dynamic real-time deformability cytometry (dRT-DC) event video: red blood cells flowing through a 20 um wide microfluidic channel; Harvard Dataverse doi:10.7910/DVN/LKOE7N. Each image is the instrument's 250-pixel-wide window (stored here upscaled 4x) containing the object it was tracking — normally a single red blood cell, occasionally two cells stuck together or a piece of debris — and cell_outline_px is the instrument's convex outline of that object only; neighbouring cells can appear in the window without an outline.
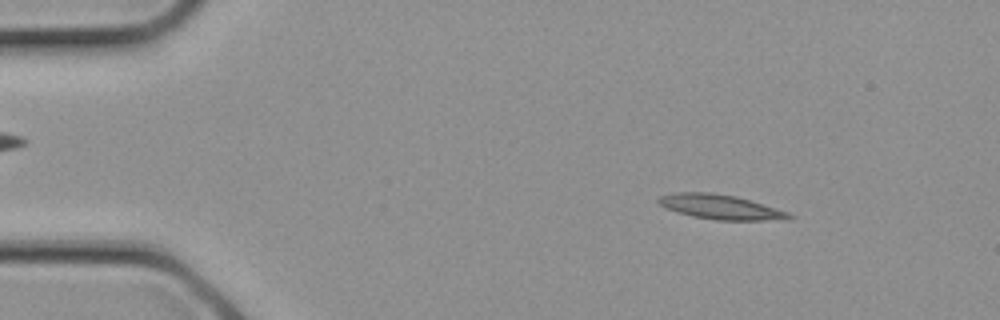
{"species": "common noctule bat (a hibernating species)", "species_latin": "Nyctalus noctula", "temperature_condition": "cold", "stored_images_in_passage": 9, "camera_frame_rate_fps": 3000, "um_per_image_px": 0.085, "animal": {"sex": "female", "body_mass_g": 21.9}, "frame": {"image": 1, "passage_image": 3, "time_ms": 0.667, "image_size_px": [1000, 320], "cell_outline_px": [[796, 216], [788, 220], [716, 220], [692, 216], [676, 212], [664, 208], [656, 200], [660, 196], [676, 192], [712, 192], [736, 196], [776, 208], [788, 212]], "centroid_in_image_um": [61.24, 17.59], "position_along_channel_um": 23.8, "area_um2": 18.9}}
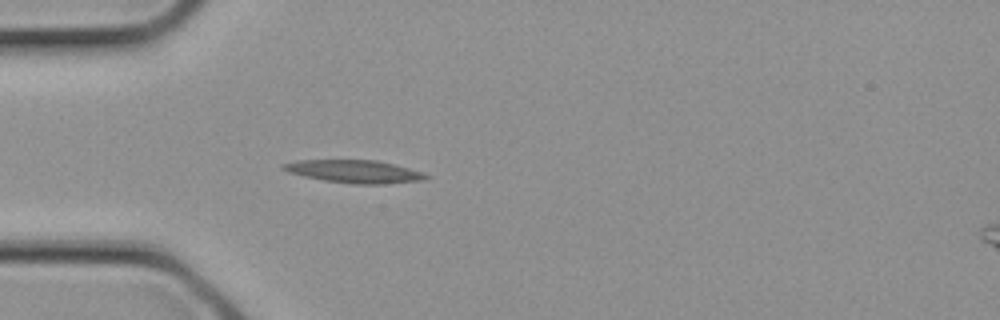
{"frame": {"image": 2, "passage_image": 7, "time_ms": 2.0, "image_size_px": [1000, 320], "cell_outline_px": [[432, 176], [428, 180], [384, 184], [356, 184], [324, 180], [304, 176], [288, 172], [280, 168], [284, 164], [296, 160], [376, 160], [424, 172]], "centroid_in_image_um": [30.19, 14.58], "position_along_channel_um": 54.8, "area_um2": 19.02}}
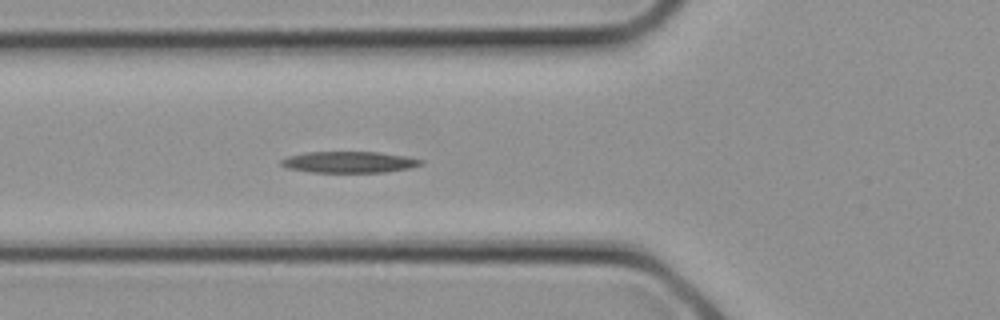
{"frame": {"image": 3, "passage_image": 9, "time_ms": 2.667, "image_size_px": [1000, 320], "cell_outline_px": [[424, 164], [408, 168], [388, 172], [312, 172], [288, 168], [280, 164], [280, 160], [288, 156], [304, 152], [380, 152], [404, 156], [424, 160]], "centroid_in_image_um": [29.68, 13.77], "position_along_channel_um": 96.1, "area_um2": 17.34}}